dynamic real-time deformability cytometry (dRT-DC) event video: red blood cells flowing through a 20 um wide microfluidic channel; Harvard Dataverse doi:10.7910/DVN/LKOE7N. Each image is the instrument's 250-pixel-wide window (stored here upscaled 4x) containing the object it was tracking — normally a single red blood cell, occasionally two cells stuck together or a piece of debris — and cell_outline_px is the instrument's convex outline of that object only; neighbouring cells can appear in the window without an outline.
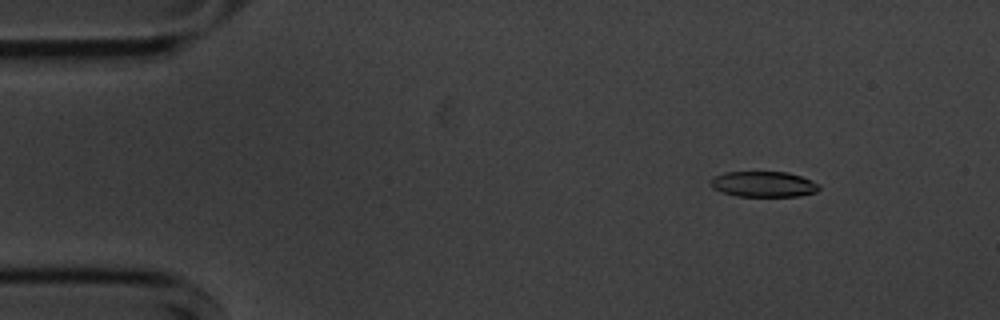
{"species": "common noctule bat (a hibernating species)", "species_latin": "Nyctalus noctula", "temperature_condition": "cold", "stored_images_in_passage": 56, "camera_frame_rate_fps": 3000, "um_per_image_px": 0.085, "animal": {"sex": "male", "body_mass_g": 20.1, "forearm_length_mm": 53.5}, "frame": {"image": 1, "passage_image": 7, "time_ms": 2.0, "image_size_px": [1000, 320], "cell_outline_px": [[820, 188], [816, 192], [800, 196], [736, 196], [720, 192], [712, 188], [708, 180], [712, 176], [724, 172], [788, 172], [812, 180], [820, 184]], "centroid_in_image_um": [64.86, 15.65], "position_along_channel_um": 20.1, "area_um2": 16.47}}
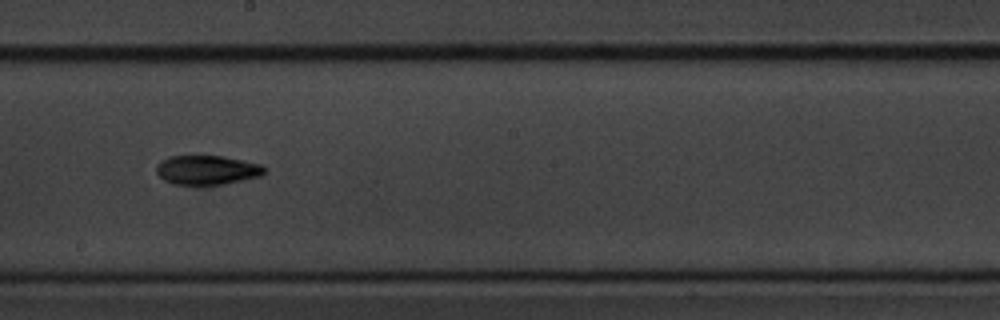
{"frame": {"image": 2, "passage_image": 31, "time_ms": 10.0, "image_size_px": [1000, 320], "cell_outline_px": [[268, 168], [260, 176], [224, 184], [176, 184], [164, 180], [156, 172], [156, 164], [160, 160], [168, 156], [224, 156], [244, 160], [260, 164]], "centroid_in_image_um": [17.59, 14.43], "position_along_channel_um": 230.6, "area_um2": 18.44}}
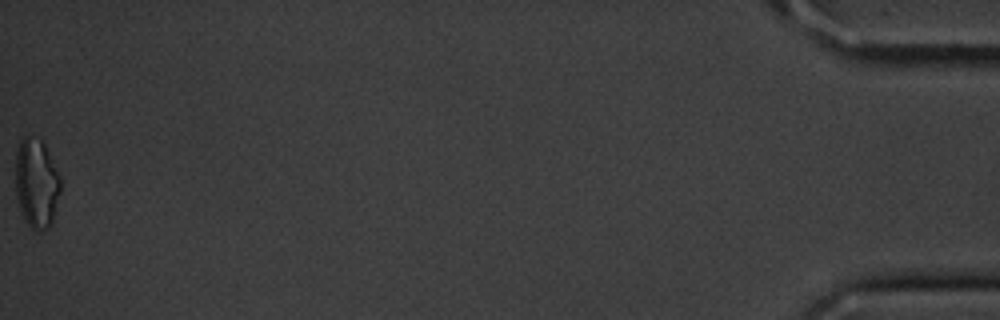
{"frame": {"image": 3, "passage_image": 56, "time_ms": 18.333, "image_size_px": [1000, 320], "cell_outline_px": [[60, 192], [52, 224], [48, 228], [40, 232], [36, 232], [28, 224], [20, 208], [16, 196], [16, 152], [20, 140], [24, 136], [32, 132], [40, 136], [60, 176]], "centroid_in_image_um": [3.1, 15.53], "position_along_channel_um": 432.1, "area_um2": 23.81}, "authors_computed_cell_mechanics": {"area_um2": 17.8891, "velocity_mm_per_s": 3.6118, "shape_relaxation_time_tau1_ms": 7.352, "shape_relaxation_time_tau2_ms": 4.6856, "deformation_change_tau1": 0.2037, "deformation_change_tau2": 0.1365}}